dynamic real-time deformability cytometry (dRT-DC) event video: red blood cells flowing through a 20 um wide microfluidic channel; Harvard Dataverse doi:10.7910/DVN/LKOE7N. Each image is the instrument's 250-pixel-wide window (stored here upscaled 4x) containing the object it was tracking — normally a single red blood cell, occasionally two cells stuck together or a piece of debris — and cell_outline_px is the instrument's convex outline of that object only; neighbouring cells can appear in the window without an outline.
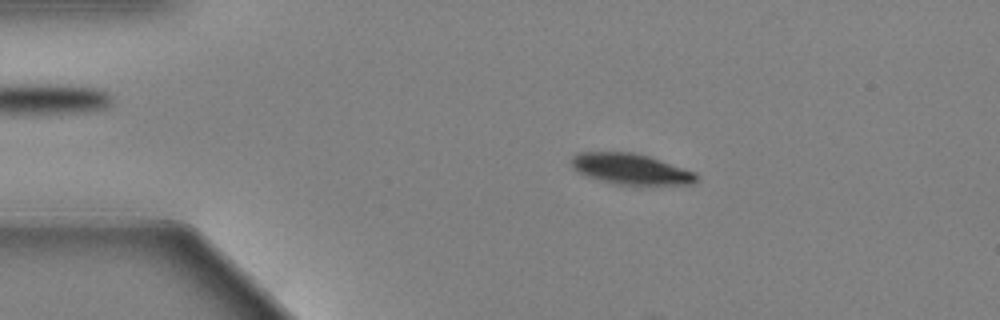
{"species": "Egyptian fruit bat (a non-hibernating species)", "species_latin": "Rousettus aegyptiacus", "temperature_condition": "warm", "stored_images_in_passage": 59, "camera_frame_rate_fps": 3000, "um_per_image_px": 0.085, "animal": {"sex": "female"}, "frame": {"image": 1, "passage_image": 11, "time_ms": 3.333, "image_size_px": [1000, 320], "cell_outline_px": [[696, 180], [692, 184], [612, 184], [588, 176], [572, 168], [572, 156], [580, 152], [632, 152], [648, 156], [692, 172], [696, 176]], "centroid_in_image_um": [53.54, 14.36], "position_along_channel_um": 31.5, "area_um2": 21.73}}
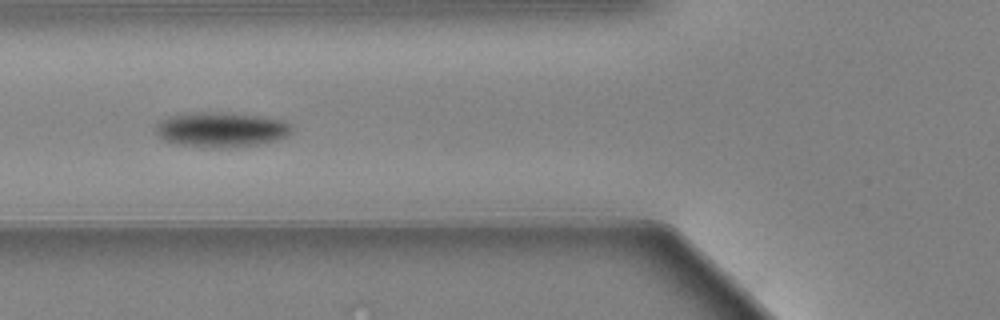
{"frame": {"image": 2, "passage_image": 22, "time_ms": 7.0, "image_size_px": [1000, 320], "cell_outline_px": [[292, 132], [276, 140], [260, 144], [224, 148], [212, 148], [176, 144], [164, 140], [156, 132], [156, 124], [160, 120], [168, 116], [192, 112], [212, 112], [260, 116], [280, 120], [288, 124], [292, 128]], "centroid_in_image_um": [18.74, 11.02], "position_along_channel_um": 107.1, "area_um2": 27.51}}
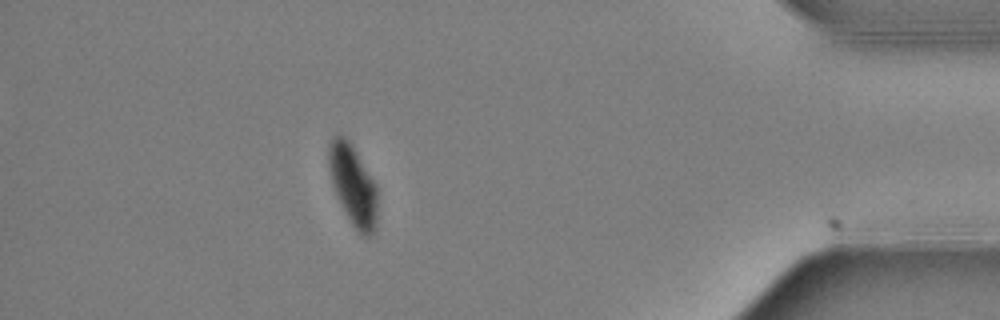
{"frame": {"image": 3, "passage_image": 52, "time_ms": 17.0, "image_size_px": [1000, 320], "cell_outline_px": [[376, 220], [372, 236], [364, 236], [356, 232], [340, 204], [332, 184], [328, 168], [328, 148], [332, 136], [340, 132], [352, 144], [376, 184]], "centroid_in_image_um": [29.97, 15.71], "position_along_channel_um": 405.2, "area_um2": 23.0}, "authors_computed_cell_mechanics": {"area_um2": 24.5072, "velocity_mm_per_s": 3.4573, "shape_relaxation_time_tau1_ms": 2.1236, "shape_relaxation_time_tau2_ms": null, "deformation_change_tau1": 0.1217, "deformation_change_tau2": null}}